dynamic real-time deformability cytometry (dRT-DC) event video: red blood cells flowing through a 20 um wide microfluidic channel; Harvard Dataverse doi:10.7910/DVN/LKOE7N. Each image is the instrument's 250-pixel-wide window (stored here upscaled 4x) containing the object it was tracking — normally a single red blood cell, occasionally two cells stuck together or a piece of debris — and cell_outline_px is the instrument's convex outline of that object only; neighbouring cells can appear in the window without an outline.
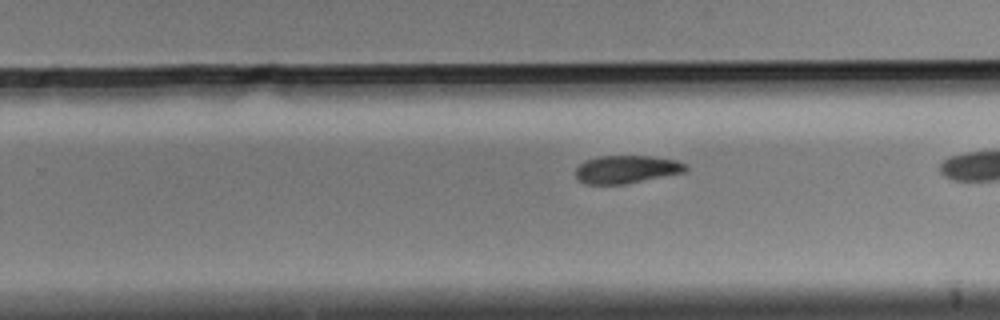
{"species": "Egyptian fruit bat (a non-hibernating species)", "species_latin": "Rousettus aegyptiacus", "temperature_condition": "cold", "stored_images_in_passage": 30, "camera_frame_rate_fps": 3000, "um_per_image_px": 0.085, "animal": {"sex": "male"}, "frame": {"image": 1, "passage_image": 22, "time_ms": 7.0, "image_size_px": [1000, 320], "cell_outline_px": [[688, 168], [684, 172], [624, 184], [584, 184], [576, 176], [576, 168], [584, 160], [600, 156], [652, 156], [676, 160], [684, 164]], "centroid_in_image_um": [53.22, 14.39], "position_along_channel_um": 276.6, "area_um2": 17.74}}